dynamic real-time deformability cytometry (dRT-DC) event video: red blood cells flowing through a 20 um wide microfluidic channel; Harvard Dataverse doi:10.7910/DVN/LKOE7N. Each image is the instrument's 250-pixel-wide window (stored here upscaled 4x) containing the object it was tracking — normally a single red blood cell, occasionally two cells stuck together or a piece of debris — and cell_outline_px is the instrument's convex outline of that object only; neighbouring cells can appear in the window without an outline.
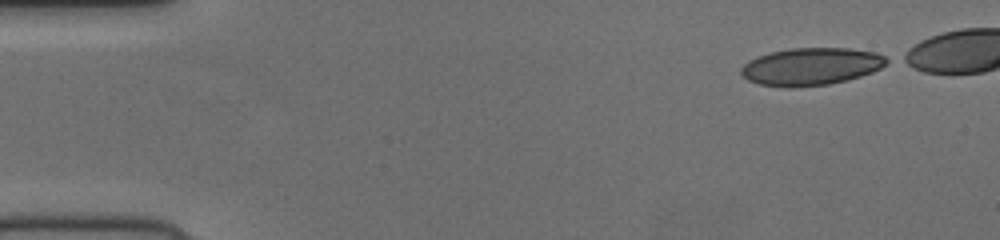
{"species": "human", "species_latin": "Homo sapiens", "temperature_condition": "cold", "stored_images_in_passage": 44, "camera_frame_rate_fps": 3000, "um_per_image_px": 0.085, "donor": {"sex": "female"}, "frame": {"image": 1, "passage_image": 1, "time_ms": 0.0, "image_size_px": [1000, 240], "cell_outline_px": [[892, 60], [880, 68], [872, 72], [860, 76], [828, 84], [796, 88], [784, 88], [760, 84], [748, 80], [740, 72], [740, 68], [748, 60], [772, 52], [792, 48], [848, 48], [876, 52]], "centroid_in_image_um": [68.95, 5.66], "position_along_channel_um": 16.1, "area_um2": 31.79}}
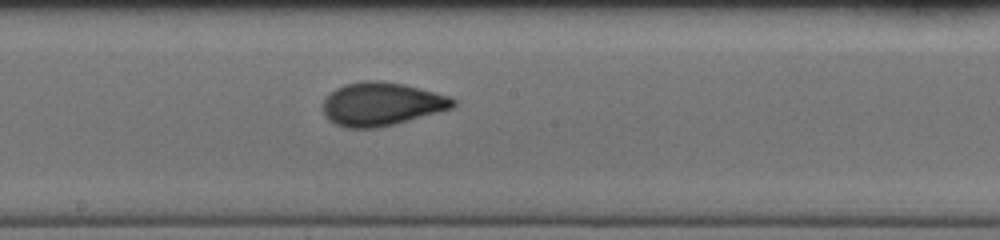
{"frame": {"image": 2, "passage_image": 25, "time_ms": 8.0, "image_size_px": [1000, 240], "cell_outline_px": [[456, 104], [452, 108], [392, 124], [376, 128], [344, 128], [328, 120], [324, 112], [324, 100], [328, 92], [344, 84], [364, 80], [380, 80], [404, 84], [448, 96], [456, 100]], "centroid_in_image_um": [32.38, 8.83], "position_along_channel_um": 215.8, "area_um2": 32.66}}
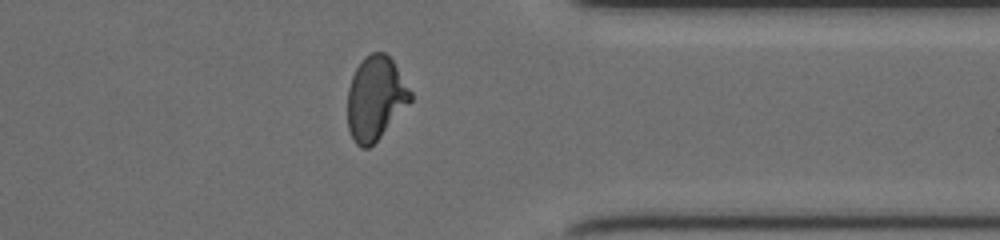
{"frame": {"image": 3, "passage_image": 38, "time_ms": 12.333, "image_size_px": [1000, 240], "cell_outline_px": [[412, 100], [380, 136], [368, 148], [360, 148], [356, 144], [348, 128], [348, 88], [352, 76], [360, 60], [364, 56], [372, 52], [384, 52], [392, 60], [412, 92]], "centroid_in_image_um": [31.9, 8.32], "position_along_channel_um": 379.5, "area_um2": 30.4}}